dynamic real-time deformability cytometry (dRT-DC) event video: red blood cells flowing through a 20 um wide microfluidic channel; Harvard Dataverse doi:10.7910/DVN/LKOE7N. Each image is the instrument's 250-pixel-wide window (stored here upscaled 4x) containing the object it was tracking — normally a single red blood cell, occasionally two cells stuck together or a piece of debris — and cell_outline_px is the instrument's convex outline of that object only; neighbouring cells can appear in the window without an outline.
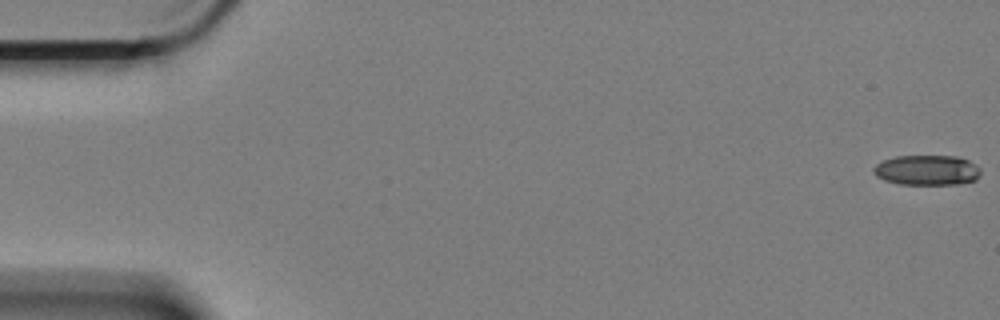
{"species": "Egyptian fruit bat (a non-hibernating species)", "species_latin": "Rousettus aegyptiacus", "temperature_condition": "cold", "stored_images_in_passage": 55, "camera_frame_rate_fps": 3000, "um_per_image_px": 0.085, "animal": {"sex": "female"}, "frame": {"image": 1, "passage_image": 1, "time_ms": 0.0, "image_size_px": [1000, 320], "cell_outline_px": [[980, 172], [976, 180], [956, 184], [900, 184], [884, 180], [876, 176], [872, 172], [872, 168], [876, 164], [884, 160], [896, 156], [956, 156], [968, 160], [980, 168]], "centroid_in_image_um": [78.77, 14.46], "position_along_channel_um": 6.2, "area_um2": 18.79}}
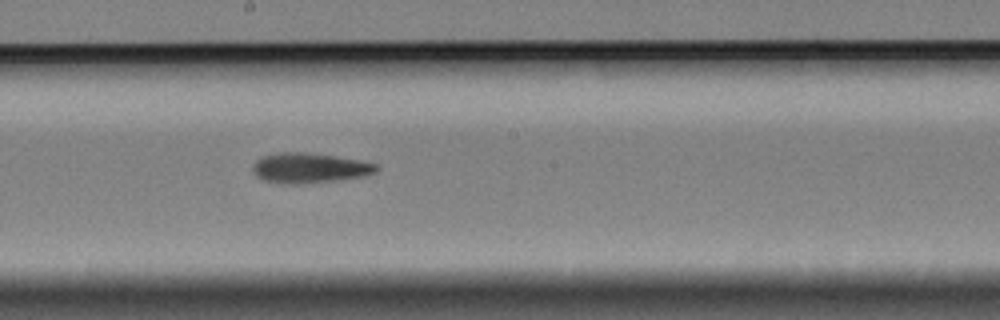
{"frame": {"image": 2, "passage_image": 33, "time_ms": 10.667, "image_size_px": [1000, 320], "cell_outline_px": [[380, 168], [376, 172], [364, 176], [336, 180], [296, 184], [280, 184], [264, 180], [256, 176], [252, 168], [252, 164], [256, 160], [264, 156], [280, 152], [304, 152], [336, 156], [360, 160], [376, 164]], "centroid_in_image_um": [26.3, 14.28], "position_along_channel_um": 221.9, "area_um2": 21.68}}
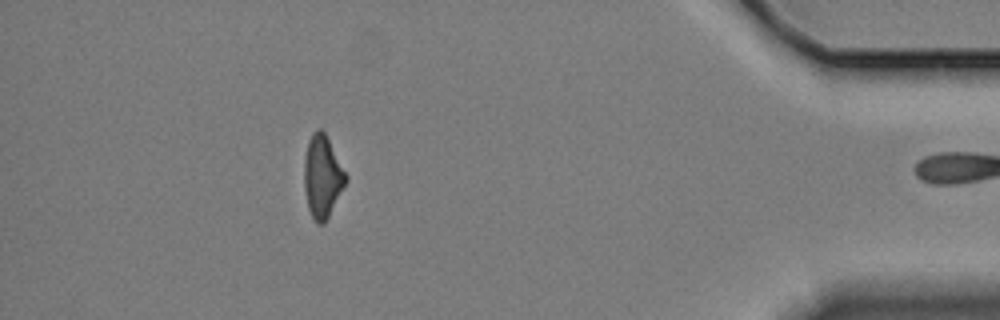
{"frame": {"image": 3, "passage_image": 54, "time_ms": 17.667, "image_size_px": [1000, 320], "cell_outline_px": [[348, 180], [324, 224], [316, 224], [308, 208], [304, 188], [304, 156], [308, 140], [312, 132], [316, 128], [320, 128], [324, 132], [348, 176]], "centroid_in_image_um": [27.39, 14.99], "position_along_channel_um": 407.8, "area_um2": 20.06}}